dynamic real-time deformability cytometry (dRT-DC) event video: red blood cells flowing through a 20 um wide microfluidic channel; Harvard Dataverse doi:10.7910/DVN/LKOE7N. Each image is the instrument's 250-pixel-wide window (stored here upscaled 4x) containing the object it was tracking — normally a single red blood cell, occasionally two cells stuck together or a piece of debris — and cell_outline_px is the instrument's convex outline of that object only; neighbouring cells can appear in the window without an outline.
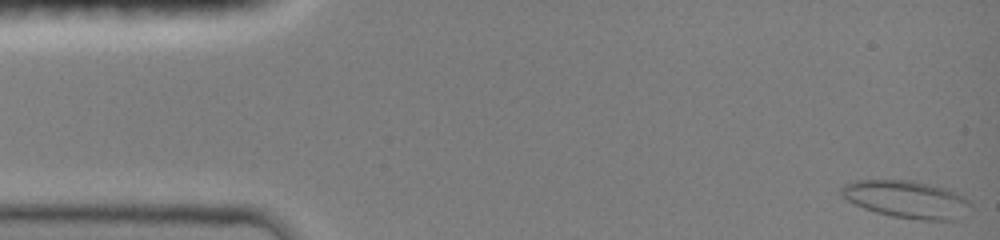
{"species": "common noctule bat (a hibernating species)", "species_latin": "Nyctalus noctula", "temperature_condition": "room temperature", "stored_images_in_passage": 20, "camera_frame_rate_fps": 3000, "um_per_image_px": 0.085, "animal": {"sex": "female", "body_mass_g": 19.0, "forearm_length_mm": 51.5}, "frame": {"image": 1, "passage_image": 1, "time_ms": 0.0, "image_size_px": [1000, 240], "cell_outline_px": [[972, 204], [960, 220], [920, 220], [892, 216], [876, 212], [864, 208], [848, 200], [840, 192], [840, 188], [844, 184], [856, 180], [912, 180], [944, 188], [956, 192], [964, 196]], "centroid_in_image_um": [77.09, 16.95], "position_along_channel_um": 7.9, "area_um2": 28.15}}
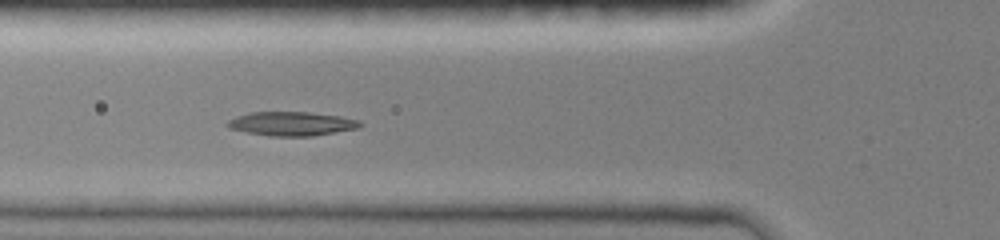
{"frame": {"image": 2, "passage_image": 15, "time_ms": 4.667, "image_size_px": [1000, 240], "cell_outline_px": [[364, 124], [356, 128], [312, 136], [268, 136], [228, 128], [224, 124], [228, 120], [236, 116], [248, 112], [308, 112], [340, 116], [360, 120]], "centroid_in_image_um": [24.75, 10.51], "position_along_channel_um": 101.1, "area_um2": 18.55}}
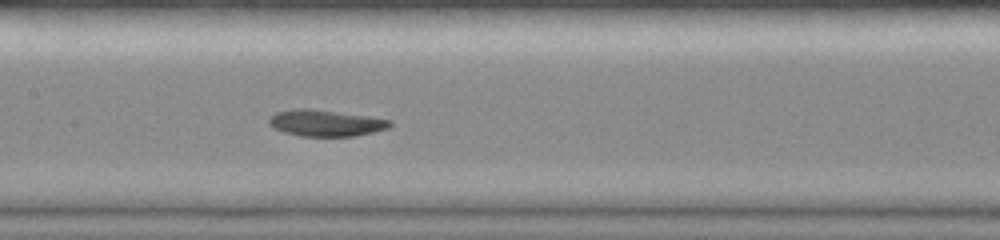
{"frame": {"image": 3, "passage_image": 20, "time_ms": 6.333, "image_size_px": [1000, 240], "cell_outline_px": [[392, 124], [388, 128], [356, 136], [300, 136], [284, 132], [272, 128], [268, 124], [268, 120], [276, 112], [296, 108], [308, 108], [368, 116], [392, 120]], "centroid_in_image_um": [27.66, 10.46], "position_along_channel_um": 179.7, "area_um2": 18.61}}